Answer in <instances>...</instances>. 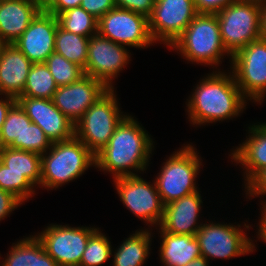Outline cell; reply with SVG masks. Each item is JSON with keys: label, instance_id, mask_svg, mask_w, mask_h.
Listing matches in <instances>:
<instances>
[{"label": "cell", "instance_id": "1", "mask_svg": "<svg viewBox=\"0 0 266 266\" xmlns=\"http://www.w3.org/2000/svg\"><path fill=\"white\" fill-rule=\"evenodd\" d=\"M217 71L205 74L186 102L190 125L201 126L238 117L248 100L237 86L233 73Z\"/></svg>", "mask_w": 266, "mask_h": 266}, {"label": "cell", "instance_id": "2", "mask_svg": "<svg viewBox=\"0 0 266 266\" xmlns=\"http://www.w3.org/2000/svg\"><path fill=\"white\" fill-rule=\"evenodd\" d=\"M146 131L135 117L127 114L107 145L95 155V167L111 173L112 178L144 173L155 147L152 136Z\"/></svg>", "mask_w": 266, "mask_h": 266}, {"label": "cell", "instance_id": "3", "mask_svg": "<svg viewBox=\"0 0 266 266\" xmlns=\"http://www.w3.org/2000/svg\"><path fill=\"white\" fill-rule=\"evenodd\" d=\"M169 48L189 63L209 65L213 71L215 67L217 71L223 58L228 56L231 62L232 57L223 45L216 14L198 13Z\"/></svg>", "mask_w": 266, "mask_h": 266}, {"label": "cell", "instance_id": "4", "mask_svg": "<svg viewBox=\"0 0 266 266\" xmlns=\"http://www.w3.org/2000/svg\"><path fill=\"white\" fill-rule=\"evenodd\" d=\"M91 166H96L95 155L76 137L53 142L41 155V181L39 188L58 189L75 181Z\"/></svg>", "mask_w": 266, "mask_h": 266}, {"label": "cell", "instance_id": "5", "mask_svg": "<svg viewBox=\"0 0 266 266\" xmlns=\"http://www.w3.org/2000/svg\"><path fill=\"white\" fill-rule=\"evenodd\" d=\"M165 161L154 180L164 205L199 191L196 178L204 165L192 143L175 150Z\"/></svg>", "mask_w": 266, "mask_h": 266}, {"label": "cell", "instance_id": "6", "mask_svg": "<svg viewBox=\"0 0 266 266\" xmlns=\"http://www.w3.org/2000/svg\"><path fill=\"white\" fill-rule=\"evenodd\" d=\"M115 88L100 97L75 124V136L94 154L110 140L127 113L121 111Z\"/></svg>", "mask_w": 266, "mask_h": 266}, {"label": "cell", "instance_id": "7", "mask_svg": "<svg viewBox=\"0 0 266 266\" xmlns=\"http://www.w3.org/2000/svg\"><path fill=\"white\" fill-rule=\"evenodd\" d=\"M216 15L223 45L231 56L250 42L260 39L261 3L238 0Z\"/></svg>", "mask_w": 266, "mask_h": 266}, {"label": "cell", "instance_id": "8", "mask_svg": "<svg viewBox=\"0 0 266 266\" xmlns=\"http://www.w3.org/2000/svg\"><path fill=\"white\" fill-rule=\"evenodd\" d=\"M241 226H244L242 229ZM252 228L247 223L244 225L233 223L223 224L207 222L201 225L195 237L198 240L201 255L209 262L213 259H231L241 255L253 253L256 247L254 240L244 232Z\"/></svg>", "mask_w": 266, "mask_h": 266}, {"label": "cell", "instance_id": "9", "mask_svg": "<svg viewBox=\"0 0 266 266\" xmlns=\"http://www.w3.org/2000/svg\"><path fill=\"white\" fill-rule=\"evenodd\" d=\"M230 71L247 100L261 105L266 97V41L250 42L231 57Z\"/></svg>", "mask_w": 266, "mask_h": 266}, {"label": "cell", "instance_id": "10", "mask_svg": "<svg viewBox=\"0 0 266 266\" xmlns=\"http://www.w3.org/2000/svg\"><path fill=\"white\" fill-rule=\"evenodd\" d=\"M120 201L137 218H140L148 229L158 227L164 212L154 180L146 181L142 176H121L113 178Z\"/></svg>", "mask_w": 266, "mask_h": 266}, {"label": "cell", "instance_id": "11", "mask_svg": "<svg viewBox=\"0 0 266 266\" xmlns=\"http://www.w3.org/2000/svg\"><path fill=\"white\" fill-rule=\"evenodd\" d=\"M97 229L53 223L34 235L58 266H79L88 239Z\"/></svg>", "mask_w": 266, "mask_h": 266}, {"label": "cell", "instance_id": "12", "mask_svg": "<svg viewBox=\"0 0 266 266\" xmlns=\"http://www.w3.org/2000/svg\"><path fill=\"white\" fill-rule=\"evenodd\" d=\"M98 33L128 48H148L155 44L144 15L114 7L98 20Z\"/></svg>", "mask_w": 266, "mask_h": 266}, {"label": "cell", "instance_id": "13", "mask_svg": "<svg viewBox=\"0 0 266 266\" xmlns=\"http://www.w3.org/2000/svg\"><path fill=\"white\" fill-rule=\"evenodd\" d=\"M197 14L193 0H156L148 18L153 41L170 47Z\"/></svg>", "mask_w": 266, "mask_h": 266}, {"label": "cell", "instance_id": "14", "mask_svg": "<svg viewBox=\"0 0 266 266\" xmlns=\"http://www.w3.org/2000/svg\"><path fill=\"white\" fill-rule=\"evenodd\" d=\"M130 54L126 46L97 33L89 38L84 75L96 78L109 89H113V79H117L119 73L129 64Z\"/></svg>", "mask_w": 266, "mask_h": 266}, {"label": "cell", "instance_id": "15", "mask_svg": "<svg viewBox=\"0 0 266 266\" xmlns=\"http://www.w3.org/2000/svg\"><path fill=\"white\" fill-rule=\"evenodd\" d=\"M108 90L109 88L100 80L84 75L72 84L59 86L52 101L65 116L76 124L87 109Z\"/></svg>", "mask_w": 266, "mask_h": 266}, {"label": "cell", "instance_id": "16", "mask_svg": "<svg viewBox=\"0 0 266 266\" xmlns=\"http://www.w3.org/2000/svg\"><path fill=\"white\" fill-rule=\"evenodd\" d=\"M58 19L42 9L13 43L32 63H45L54 53Z\"/></svg>", "mask_w": 266, "mask_h": 266}, {"label": "cell", "instance_id": "17", "mask_svg": "<svg viewBox=\"0 0 266 266\" xmlns=\"http://www.w3.org/2000/svg\"><path fill=\"white\" fill-rule=\"evenodd\" d=\"M17 102L52 143L75 136V124L54 105L52 99L20 96Z\"/></svg>", "mask_w": 266, "mask_h": 266}, {"label": "cell", "instance_id": "18", "mask_svg": "<svg viewBox=\"0 0 266 266\" xmlns=\"http://www.w3.org/2000/svg\"><path fill=\"white\" fill-rule=\"evenodd\" d=\"M200 190L164 205L159 228L170 234L196 235L203 222L199 216L202 209Z\"/></svg>", "mask_w": 266, "mask_h": 266}, {"label": "cell", "instance_id": "19", "mask_svg": "<svg viewBox=\"0 0 266 266\" xmlns=\"http://www.w3.org/2000/svg\"><path fill=\"white\" fill-rule=\"evenodd\" d=\"M33 63L14 45L0 49V94L18 99Z\"/></svg>", "mask_w": 266, "mask_h": 266}, {"label": "cell", "instance_id": "20", "mask_svg": "<svg viewBox=\"0 0 266 266\" xmlns=\"http://www.w3.org/2000/svg\"><path fill=\"white\" fill-rule=\"evenodd\" d=\"M246 140L231 150L229 157L243 169V182L246 183L258 170L266 167V124L248 125Z\"/></svg>", "mask_w": 266, "mask_h": 266}, {"label": "cell", "instance_id": "21", "mask_svg": "<svg viewBox=\"0 0 266 266\" xmlns=\"http://www.w3.org/2000/svg\"><path fill=\"white\" fill-rule=\"evenodd\" d=\"M43 8L36 0H2L0 3V40L13 44Z\"/></svg>", "mask_w": 266, "mask_h": 266}, {"label": "cell", "instance_id": "22", "mask_svg": "<svg viewBox=\"0 0 266 266\" xmlns=\"http://www.w3.org/2000/svg\"><path fill=\"white\" fill-rule=\"evenodd\" d=\"M155 229L159 230V237L162 240L158 254L164 266H185L202 256L195 235H176L165 232L159 227Z\"/></svg>", "mask_w": 266, "mask_h": 266}, {"label": "cell", "instance_id": "23", "mask_svg": "<svg viewBox=\"0 0 266 266\" xmlns=\"http://www.w3.org/2000/svg\"><path fill=\"white\" fill-rule=\"evenodd\" d=\"M1 256L0 254V261ZM0 264V266H58L35 235L24 237L13 243Z\"/></svg>", "mask_w": 266, "mask_h": 266}, {"label": "cell", "instance_id": "24", "mask_svg": "<svg viewBox=\"0 0 266 266\" xmlns=\"http://www.w3.org/2000/svg\"><path fill=\"white\" fill-rule=\"evenodd\" d=\"M151 231L152 228L136 230L116 250H112L113 266H143L151 251Z\"/></svg>", "mask_w": 266, "mask_h": 266}, {"label": "cell", "instance_id": "25", "mask_svg": "<svg viewBox=\"0 0 266 266\" xmlns=\"http://www.w3.org/2000/svg\"><path fill=\"white\" fill-rule=\"evenodd\" d=\"M0 161L11 172L23 173L35 188L40 187L41 155L25 150L4 147L0 148Z\"/></svg>", "mask_w": 266, "mask_h": 266}, {"label": "cell", "instance_id": "26", "mask_svg": "<svg viewBox=\"0 0 266 266\" xmlns=\"http://www.w3.org/2000/svg\"><path fill=\"white\" fill-rule=\"evenodd\" d=\"M32 123L24 109L16 102L9 110L0 131V148L23 150V132Z\"/></svg>", "mask_w": 266, "mask_h": 266}, {"label": "cell", "instance_id": "27", "mask_svg": "<svg viewBox=\"0 0 266 266\" xmlns=\"http://www.w3.org/2000/svg\"><path fill=\"white\" fill-rule=\"evenodd\" d=\"M54 43L55 53L85 70L89 37L67 32L58 25Z\"/></svg>", "mask_w": 266, "mask_h": 266}, {"label": "cell", "instance_id": "28", "mask_svg": "<svg viewBox=\"0 0 266 266\" xmlns=\"http://www.w3.org/2000/svg\"><path fill=\"white\" fill-rule=\"evenodd\" d=\"M58 86L45 63H33L21 96L52 99Z\"/></svg>", "mask_w": 266, "mask_h": 266}, {"label": "cell", "instance_id": "29", "mask_svg": "<svg viewBox=\"0 0 266 266\" xmlns=\"http://www.w3.org/2000/svg\"><path fill=\"white\" fill-rule=\"evenodd\" d=\"M57 19L59 26L67 32L89 38L98 33V19L81 6L60 13Z\"/></svg>", "mask_w": 266, "mask_h": 266}, {"label": "cell", "instance_id": "30", "mask_svg": "<svg viewBox=\"0 0 266 266\" xmlns=\"http://www.w3.org/2000/svg\"><path fill=\"white\" fill-rule=\"evenodd\" d=\"M112 250L110 239L98 228L89 237L79 266H100L110 259Z\"/></svg>", "mask_w": 266, "mask_h": 266}, {"label": "cell", "instance_id": "31", "mask_svg": "<svg viewBox=\"0 0 266 266\" xmlns=\"http://www.w3.org/2000/svg\"><path fill=\"white\" fill-rule=\"evenodd\" d=\"M34 187L23 173L11 172L0 161V189L11 193L23 204L35 195Z\"/></svg>", "mask_w": 266, "mask_h": 266}, {"label": "cell", "instance_id": "32", "mask_svg": "<svg viewBox=\"0 0 266 266\" xmlns=\"http://www.w3.org/2000/svg\"><path fill=\"white\" fill-rule=\"evenodd\" d=\"M45 64L58 87L72 84L84 76V70L80 66L55 52L47 58Z\"/></svg>", "mask_w": 266, "mask_h": 266}, {"label": "cell", "instance_id": "33", "mask_svg": "<svg viewBox=\"0 0 266 266\" xmlns=\"http://www.w3.org/2000/svg\"><path fill=\"white\" fill-rule=\"evenodd\" d=\"M52 142L43 130L35 123H31L23 132V150L43 155L51 148Z\"/></svg>", "mask_w": 266, "mask_h": 266}, {"label": "cell", "instance_id": "34", "mask_svg": "<svg viewBox=\"0 0 266 266\" xmlns=\"http://www.w3.org/2000/svg\"><path fill=\"white\" fill-rule=\"evenodd\" d=\"M246 198L266 195V167L258 170L244 185ZM249 196V197H248Z\"/></svg>", "mask_w": 266, "mask_h": 266}, {"label": "cell", "instance_id": "35", "mask_svg": "<svg viewBox=\"0 0 266 266\" xmlns=\"http://www.w3.org/2000/svg\"><path fill=\"white\" fill-rule=\"evenodd\" d=\"M156 0H115L116 7L127 9L149 18Z\"/></svg>", "mask_w": 266, "mask_h": 266}, {"label": "cell", "instance_id": "36", "mask_svg": "<svg viewBox=\"0 0 266 266\" xmlns=\"http://www.w3.org/2000/svg\"><path fill=\"white\" fill-rule=\"evenodd\" d=\"M80 6L99 20L108 11L116 7V4L115 0H82Z\"/></svg>", "mask_w": 266, "mask_h": 266}, {"label": "cell", "instance_id": "37", "mask_svg": "<svg viewBox=\"0 0 266 266\" xmlns=\"http://www.w3.org/2000/svg\"><path fill=\"white\" fill-rule=\"evenodd\" d=\"M238 0H193L198 13L216 14Z\"/></svg>", "mask_w": 266, "mask_h": 266}, {"label": "cell", "instance_id": "38", "mask_svg": "<svg viewBox=\"0 0 266 266\" xmlns=\"http://www.w3.org/2000/svg\"><path fill=\"white\" fill-rule=\"evenodd\" d=\"M21 205L23 204L15 196L0 189V221L8 217Z\"/></svg>", "mask_w": 266, "mask_h": 266}, {"label": "cell", "instance_id": "39", "mask_svg": "<svg viewBox=\"0 0 266 266\" xmlns=\"http://www.w3.org/2000/svg\"><path fill=\"white\" fill-rule=\"evenodd\" d=\"M82 0H52L44 10L56 17L69 9L81 5Z\"/></svg>", "mask_w": 266, "mask_h": 266}, {"label": "cell", "instance_id": "40", "mask_svg": "<svg viewBox=\"0 0 266 266\" xmlns=\"http://www.w3.org/2000/svg\"><path fill=\"white\" fill-rule=\"evenodd\" d=\"M2 96L0 94V131L10 108L17 102V99L13 97L7 95Z\"/></svg>", "mask_w": 266, "mask_h": 266}, {"label": "cell", "instance_id": "41", "mask_svg": "<svg viewBox=\"0 0 266 266\" xmlns=\"http://www.w3.org/2000/svg\"><path fill=\"white\" fill-rule=\"evenodd\" d=\"M261 206V216L259 217V223H257V234L256 237L258 240H262L263 243H266V200L260 201ZM259 227V228H258Z\"/></svg>", "mask_w": 266, "mask_h": 266}, {"label": "cell", "instance_id": "42", "mask_svg": "<svg viewBox=\"0 0 266 266\" xmlns=\"http://www.w3.org/2000/svg\"><path fill=\"white\" fill-rule=\"evenodd\" d=\"M260 38L266 41V1L261 3V35Z\"/></svg>", "mask_w": 266, "mask_h": 266}, {"label": "cell", "instance_id": "43", "mask_svg": "<svg viewBox=\"0 0 266 266\" xmlns=\"http://www.w3.org/2000/svg\"><path fill=\"white\" fill-rule=\"evenodd\" d=\"M185 266H209V261L203 256H200Z\"/></svg>", "mask_w": 266, "mask_h": 266}, {"label": "cell", "instance_id": "44", "mask_svg": "<svg viewBox=\"0 0 266 266\" xmlns=\"http://www.w3.org/2000/svg\"><path fill=\"white\" fill-rule=\"evenodd\" d=\"M36 1L44 9L52 0H36Z\"/></svg>", "mask_w": 266, "mask_h": 266}, {"label": "cell", "instance_id": "45", "mask_svg": "<svg viewBox=\"0 0 266 266\" xmlns=\"http://www.w3.org/2000/svg\"><path fill=\"white\" fill-rule=\"evenodd\" d=\"M246 1H255V2H259V3H263V2H265L266 0H246Z\"/></svg>", "mask_w": 266, "mask_h": 266}, {"label": "cell", "instance_id": "46", "mask_svg": "<svg viewBox=\"0 0 266 266\" xmlns=\"http://www.w3.org/2000/svg\"><path fill=\"white\" fill-rule=\"evenodd\" d=\"M3 45L2 41L0 40V49H1V46Z\"/></svg>", "mask_w": 266, "mask_h": 266}]
</instances>
